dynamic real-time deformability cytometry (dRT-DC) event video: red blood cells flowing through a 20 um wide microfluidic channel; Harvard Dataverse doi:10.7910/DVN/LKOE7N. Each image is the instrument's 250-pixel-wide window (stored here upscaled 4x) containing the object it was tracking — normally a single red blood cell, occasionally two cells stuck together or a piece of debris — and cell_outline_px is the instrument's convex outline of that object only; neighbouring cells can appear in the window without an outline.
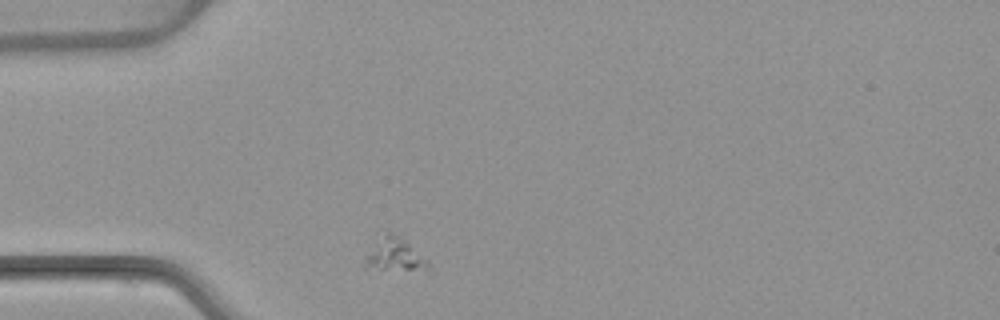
{"species": "common noctule bat (a hibernating species)", "species_latin": "Nyctalus noctula", "temperature_condition": "warm", "stored_images_in_passage": 1, "camera_frame_rate_fps": 3000, "um_per_image_px": 0.085, "animal": {"sex": "female", "body_mass_g": 22.7, "forearm_length_mm": 54.2}, "frame": {"image": 1, "passage_image": 1, "time_ms": 0.0, "image_size_px": [1000, 320], "cell_outline_px": [[424, 264], [412, 268], [380, 268], [364, 260], [376, 232], [380, 228], [392, 232], [400, 236], [424, 260]], "centroid_in_image_um": [33.32, 21.42], "position_along_channel_um": 51.7, "area_um2": 11.1}}